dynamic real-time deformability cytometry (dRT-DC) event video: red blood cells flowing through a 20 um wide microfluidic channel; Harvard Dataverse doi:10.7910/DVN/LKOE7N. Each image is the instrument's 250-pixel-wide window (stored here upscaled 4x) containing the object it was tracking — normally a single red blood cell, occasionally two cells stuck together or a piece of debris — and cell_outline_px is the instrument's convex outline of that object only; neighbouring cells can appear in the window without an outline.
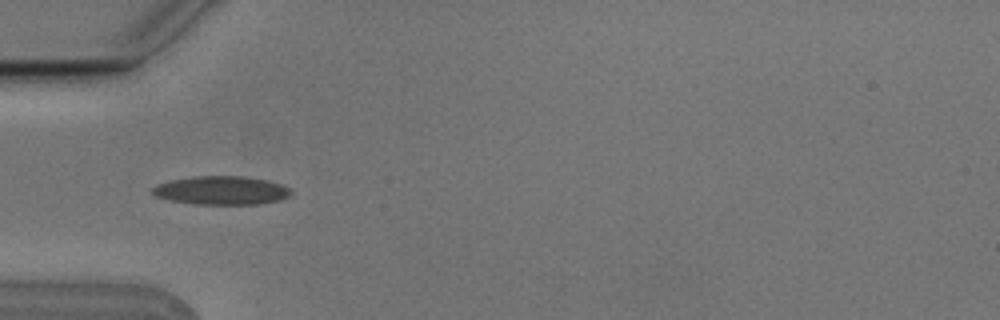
{"species": "Egyptian fruit bat (a non-hibernating species)", "species_latin": "Rousettus aegyptiacus", "temperature_condition": "cold", "stored_images_in_passage": 6, "camera_frame_rate_fps": 3000, "um_per_image_px": 0.085, "animal": {"sex": "male"}, "frame": {"image": 1, "passage_image": 4, "time_ms": 1.0, "image_size_px": [1000, 320], "cell_outline_px": [[292, 192], [288, 196], [280, 200], [260, 204], [192, 204], [168, 200], [156, 196], [152, 192], [152, 188], [156, 184], [172, 180], [196, 176], [240, 176], [264, 180], [280, 184], [288, 188]], "centroid_in_image_um": [18.78, 16.19], "position_along_channel_um": 66.2, "area_um2": 22.89}}